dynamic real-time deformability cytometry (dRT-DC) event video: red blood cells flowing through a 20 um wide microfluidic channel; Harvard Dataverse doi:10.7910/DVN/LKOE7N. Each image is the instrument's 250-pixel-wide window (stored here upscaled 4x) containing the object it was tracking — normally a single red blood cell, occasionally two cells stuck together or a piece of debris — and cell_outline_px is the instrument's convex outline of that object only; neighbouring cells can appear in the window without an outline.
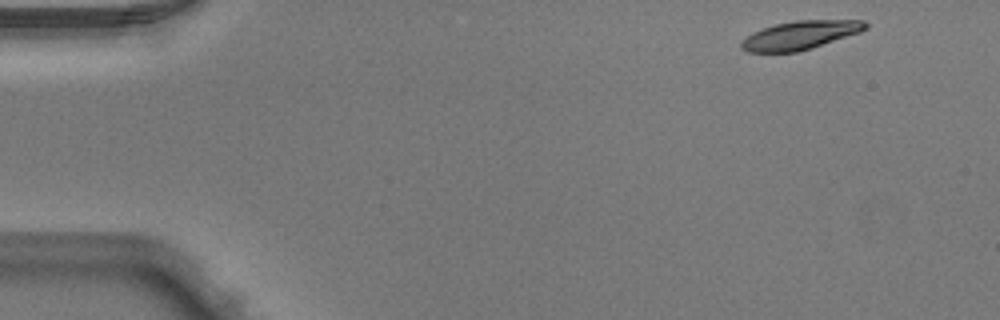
{"species": "Egyptian fruit bat (a non-hibernating species)", "species_latin": "Rousettus aegyptiacus", "temperature_condition": "warm", "stored_images_in_passage": 5, "camera_frame_rate_fps": 3000, "um_per_image_px": 0.085, "animal": {"sex": "male"}, "frame": {"image": 1, "passage_image": 1, "time_ms": 0.0, "image_size_px": [1000, 320], "cell_outline_px": [[868, 28], [860, 32], [812, 48], [796, 52], [748, 52], [740, 48], [740, 40], [752, 32], [776, 24], [796, 20], [864, 20], [868, 24]], "centroid_in_image_um": [68.0, 2.99], "position_along_channel_um": 17.0, "area_um2": 20.69}}
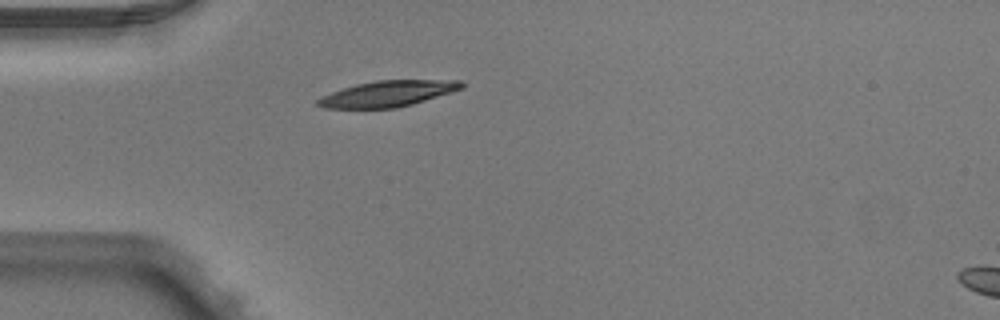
{"frame": {"image": 2, "passage_image": 4, "time_ms": 1.0, "image_size_px": [1000, 320], "cell_outline_px": [[464, 88], [452, 92], [412, 104], [396, 108], [324, 108], [316, 104], [316, 100], [332, 92], [356, 84], [376, 80], [460, 80], [464, 84]], "centroid_in_image_um": [32.99, 7.96], "position_along_channel_um": 52.0, "area_um2": 21.56}}